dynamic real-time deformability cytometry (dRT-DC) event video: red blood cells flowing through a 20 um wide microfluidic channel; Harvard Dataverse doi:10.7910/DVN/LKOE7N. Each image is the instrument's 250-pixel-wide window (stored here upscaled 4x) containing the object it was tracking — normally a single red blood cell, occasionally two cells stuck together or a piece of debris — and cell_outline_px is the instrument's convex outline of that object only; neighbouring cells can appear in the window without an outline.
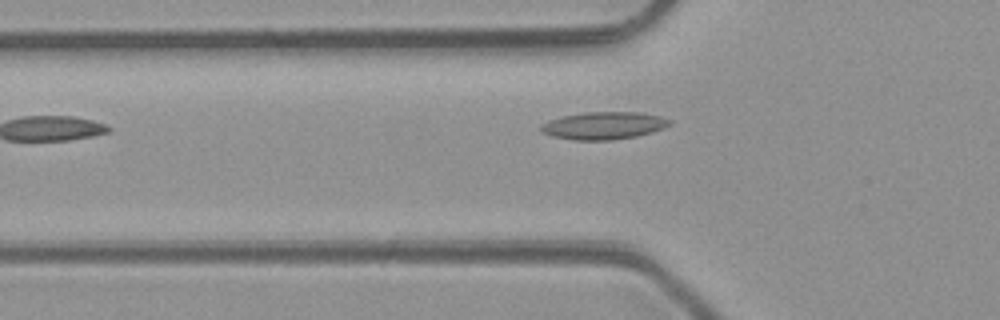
{"species": "common noctule bat (a hibernating species)", "species_latin": "Nyctalus noctula", "temperature_condition": "room temperature", "stored_images_in_passage": 6, "camera_frame_rate_fps": 3000, "um_per_image_px": 0.085, "animal": {"sex": "male", "body_mass_g": 23.1, "forearm_length_mm": 52.7}, "frame": {"image": 1, "passage_image": 4, "time_ms": 3.667, "image_size_px": [1000, 320], "cell_outline_px": [[672, 124], [664, 128], [652, 132], [636, 136], [612, 140], [572, 140], [552, 136], [540, 132], [540, 124], [548, 120], [560, 116], [584, 112], [640, 112], [660, 116], [672, 120]], "centroid_in_image_um": [51.29, 10.67], "position_along_channel_um": 74.5, "area_um2": 20.92}}
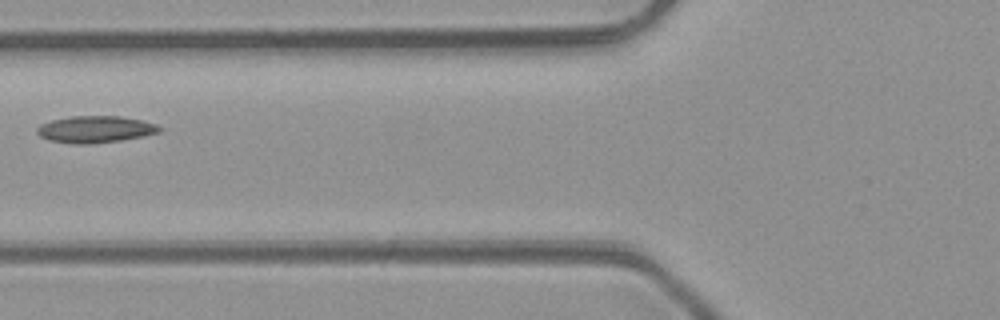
{"frame": {"image": 2, "passage_image": 5, "time_ms": 4.667, "image_size_px": [1000, 320], "cell_outline_px": [[164, 128], [160, 132], [144, 136], [120, 140], [88, 144], [72, 144], [48, 140], [40, 136], [36, 132], [36, 128], [40, 124], [52, 120], [72, 116], [120, 116], [144, 120], [156, 124]], "centroid_in_image_um": [8.12, 10.99], "position_along_channel_um": 117.7, "area_um2": 19.31}}
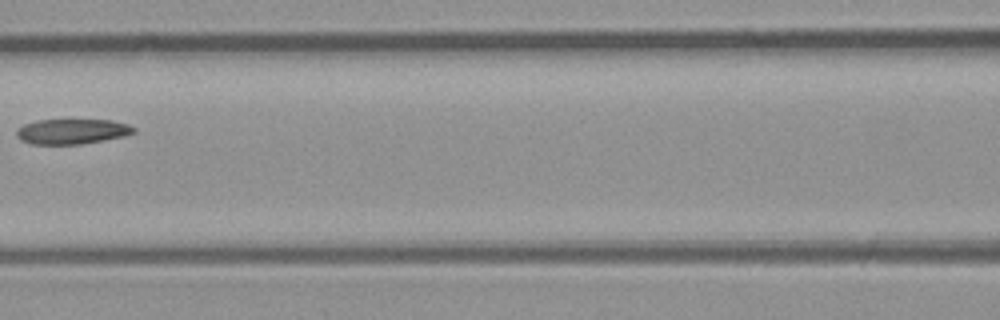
{"frame": {"image": 3, "passage_image": 6, "time_ms": 5.667, "image_size_px": [1000, 320], "cell_outline_px": [[136, 132], [124, 136], [104, 140], [80, 144], [32, 144], [20, 140], [16, 136], [16, 128], [24, 124], [36, 120], [112, 120], [128, 124], [136, 128]], "centroid_in_image_um": [6.11, 11.17], "position_along_channel_um": 160.5, "area_um2": 17.28}}